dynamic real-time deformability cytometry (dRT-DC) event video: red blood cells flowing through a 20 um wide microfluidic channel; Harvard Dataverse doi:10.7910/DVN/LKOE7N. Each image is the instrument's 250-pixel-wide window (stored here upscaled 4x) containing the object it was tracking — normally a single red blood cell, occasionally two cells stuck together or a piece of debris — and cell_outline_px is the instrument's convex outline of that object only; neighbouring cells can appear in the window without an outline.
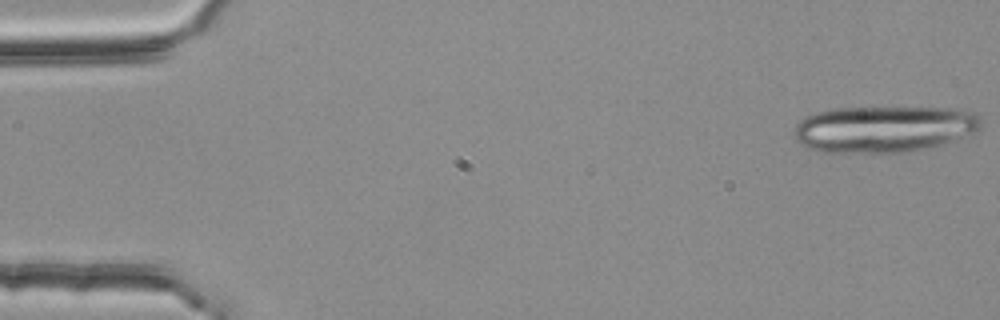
{"species": "common noctule bat (a hibernating species)", "species_latin": "Nyctalus noctula", "temperature_condition": "room temperature", "stored_images_in_passage": 13, "camera_frame_rate_fps": 3000, "um_per_image_px": 0.085, "animal": {"sex": "female", "body_mass_g": 25.1}, "frame": {"image": 1, "passage_image": 1, "time_ms": 0.0, "image_size_px": [1000, 320], "cell_outline_px": [[980, 128], [976, 132], [952, 140], [904, 152], [824, 152], [808, 148], [800, 144], [796, 140], [796, 124], [804, 116], [812, 112], [836, 108], [956, 108], [972, 112], [980, 116]], "centroid_in_image_um": [75.08, 10.94], "position_along_channel_um": 9.9, "area_um2": 50.17}}